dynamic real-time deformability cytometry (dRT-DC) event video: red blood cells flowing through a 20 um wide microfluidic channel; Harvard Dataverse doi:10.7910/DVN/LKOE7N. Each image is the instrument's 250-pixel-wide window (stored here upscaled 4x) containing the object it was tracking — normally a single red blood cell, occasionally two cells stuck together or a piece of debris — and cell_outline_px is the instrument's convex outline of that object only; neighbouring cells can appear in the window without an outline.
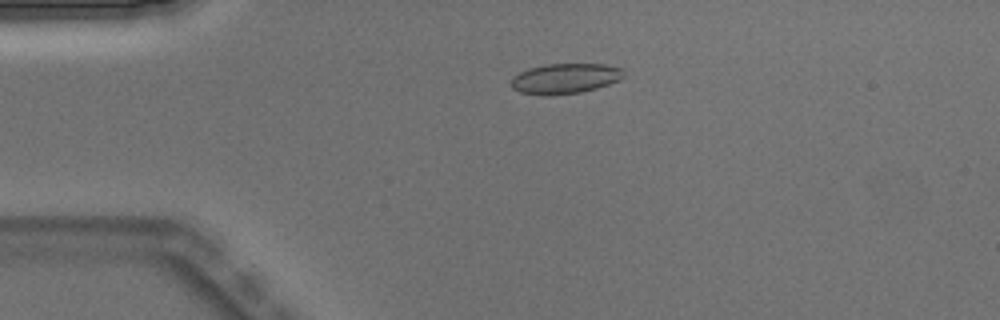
{"species": "Egyptian fruit bat (a non-hibernating species)", "species_latin": "Rousettus aegyptiacus", "temperature_condition": "warm", "stored_images_in_passage": 4, "camera_frame_rate_fps": 3000, "um_per_image_px": 0.085, "animal": {"sex": "male"}, "frame": {"image": 1, "passage_image": 3, "time_ms": 0.667, "image_size_px": [1000, 320], "cell_outline_px": [[624, 76], [620, 80], [596, 88], [580, 92], [548, 96], [544, 96], [520, 92], [512, 88], [512, 76], [528, 68], [544, 64], [604, 64], [624, 68]], "centroid_in_image_um": [48.03, 6.67], "position_along_channel_um": 37.0, "area_um2": 20.0}}